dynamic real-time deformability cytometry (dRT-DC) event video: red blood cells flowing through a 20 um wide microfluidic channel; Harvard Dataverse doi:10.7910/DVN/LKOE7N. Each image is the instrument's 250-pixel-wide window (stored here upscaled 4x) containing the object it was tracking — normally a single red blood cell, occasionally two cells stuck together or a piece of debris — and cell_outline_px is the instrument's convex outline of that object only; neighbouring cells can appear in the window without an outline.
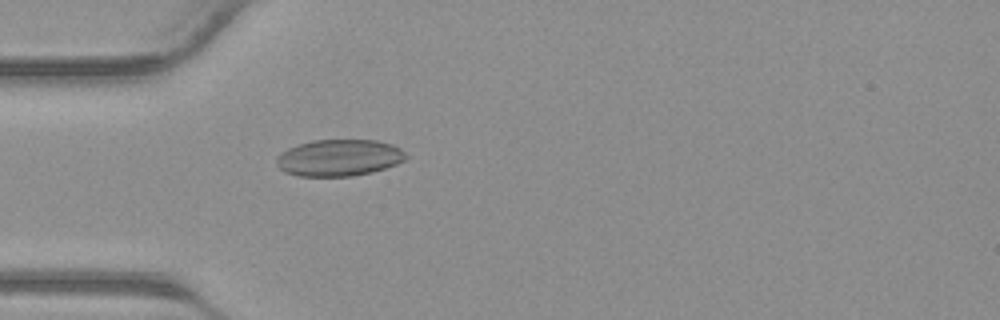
{"species": "common noctule bat (a hibernating species)", "species_latin": "Nyctalus noctula", "temperature_condition": "warm", "stored_images_in_passage": 41, "camera_frame_rate_fps": 3000, "um_per_image_px": 0.085, "animal": {"sex": "male", "body_mass_g": 23.1, "forearm_length_mm": 52.7}, "frame": {"image": 1, "passage_image": 12, "time_ms": 3.667, "image_size_px": [1000, 320], "cell_outline_px": [[408, 156], [404, 160], [396, 164], [372, 172], [352, 176], [300, 176], [284, 172], [276, 164], [276, 156], [280, 152], [288, 148], [312, 140], [376, 140], [392, 144], [400, 148]], "centroid_in_image_um": [28.8, 13.41], "position_along_channel_um": 56.2, "area_um2": 27.69}}
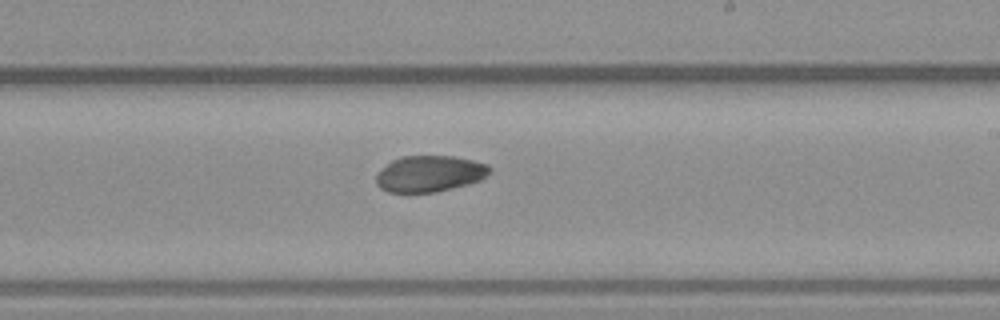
{"frame": {"image": 2, "passage_image": 24, "time_ms": 7.667, "image_size_px": [1000, 320], "cell_outline_px": [[492, 172], [480, 180], [436, 192], [388, 192], [380, 188], [376, 184], [376, 176], [392, 160], [400, 156], [452, 156], [472, 160], [488, 164], [492, 168]], "centroid_in_image_um": [36.54, 14.76], "position_along_channel_um": 252.5, "area_um2": 23.81}}
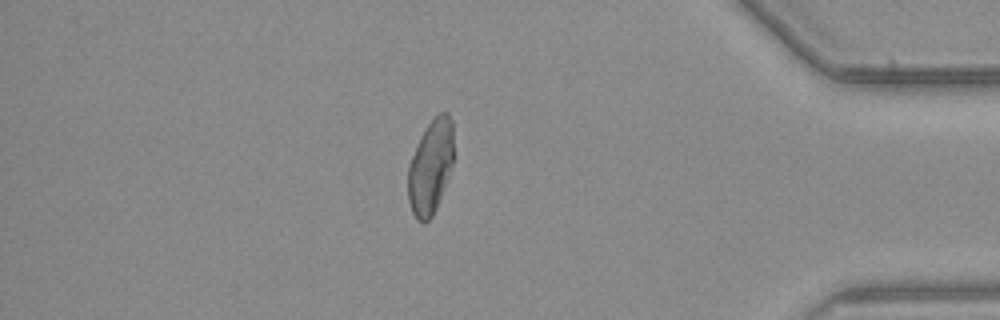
{"frame": {"image": 3, "passage_image": 35, "time_ms": 11.333, "image_size_px": [1000, 320], "cell_outline_px": [[452, 164], [448, 176], [436, 208], [432, 216], [424, 224], [416, 220], [412, 212], [408, 200], [408, 164], [420, 136], [424, 128], [440, 112], [448, 112], [452, 120]], "centroid_in_image_um": [36.57, 14.19], "position_along_channel_um": 398.6, "area_um2": 24.91}}